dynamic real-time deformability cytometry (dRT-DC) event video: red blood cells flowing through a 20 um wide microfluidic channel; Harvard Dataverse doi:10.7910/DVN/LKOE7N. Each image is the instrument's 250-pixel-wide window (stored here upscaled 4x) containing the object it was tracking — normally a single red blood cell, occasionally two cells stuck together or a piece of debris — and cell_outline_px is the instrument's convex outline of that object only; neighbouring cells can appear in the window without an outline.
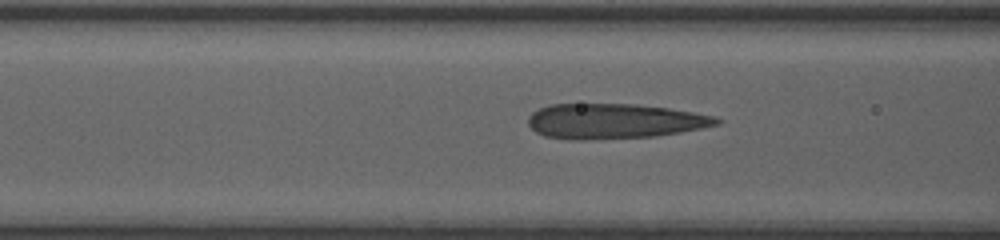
{"species": "human", "species_latin": "Homo sapiens", "temperature_condition": "room temperature", "stored_images_in_passage": 33, "camera_frame_rate_fps": 3000, "um_per_image_px": 0.085, "donor": {"sex": "female"}, "frame": {"image": 1, "passage_image": 6, "time_ms": 1.333, "image_size_px": [1000, 240], "cell_outline_px": [[720, 124], [680, 132], [656, 136], [584, 140], [568, 140], [544, 136], [536, 132], [528, 124], [528, 116], [532, 112], [540, 108], [552, 104], [636, 104], [668, 108], [692, 112], [712, 116], [720, 120]], "centroid_in_image_um": [52.16, 10.3], "position_along_channel_um": 114.4, "area_um2": 38.44}}
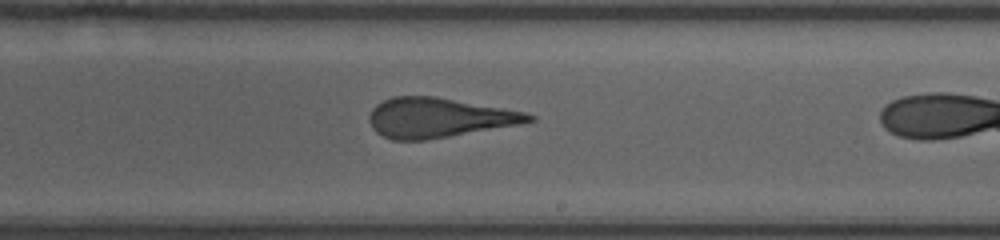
{"frame": {"image": 2, "passage_image": 19, "time_ms": 4.667, "image_size_px": [1000, 240], "cell_outline_px": [[536, 120], [520, 124], [424, 140], [392, 140], [376, 132], [372, 128], [368, 120], [372, 108], [376, 104], [392, 96], [436, 96], [528, 112], [536, 116]], "centroid_in_image_um": [37.29, 9.99], "position_along_channel_um": 251.7, "area_um2": 36.93}}
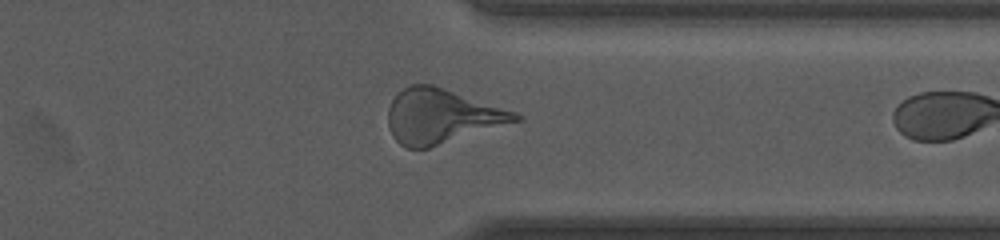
{"frame": {"image": 3, "passage_image": 31, "time_ms": 7.667, "image_size_px": [1000, 240], "cell_outline_px": [[524, 120], [428, 148], [404, 148], [392, 136], [388, 124], [388, 108], [392, 100], [404, 88], [412, 84], [432, 84], [516, 112]], "centroid_in_image_um": [37.54, 9.89], "position_along_channel_um": 373.9, "area_um2": 40.23}}